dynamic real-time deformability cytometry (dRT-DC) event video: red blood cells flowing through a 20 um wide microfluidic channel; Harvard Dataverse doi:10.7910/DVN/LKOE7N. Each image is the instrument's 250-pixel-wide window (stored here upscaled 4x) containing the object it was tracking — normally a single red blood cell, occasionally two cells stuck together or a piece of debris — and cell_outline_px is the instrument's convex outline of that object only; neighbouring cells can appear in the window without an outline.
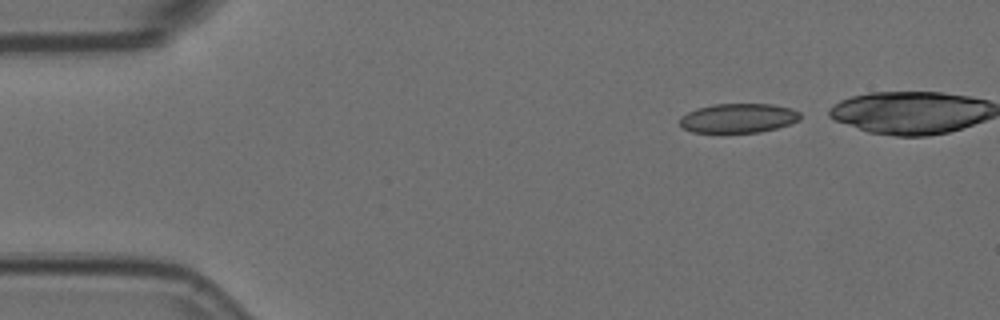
{"species": "Egyptian fruit bat (a non-hibernating species)", "species_latin": "Rousettus aegyptiacus", "temperature_condition": "room temperature", "stored_images_in_passage": 5, "camera_frame_rate_fps": 3000, "um_per_image_px": 0.085, "animal": {"sex": "female"}, "frame": {"image": 1, "passage_image": 1, "time_ms": 0.0, "image_size_px": [1000, 320], "cell_outline_px": [[800, 120], [776, 128], [760, 132], [692, 132], [684, 128], [680, 124], [680, 116], [696, 108], [712, 104], [772, 104], [792, 108], [800, 112]], "centroid_in_image_um": [62.76, 10.03], "position_along_channel_um": 22.2, "area_um2": 20.58}}
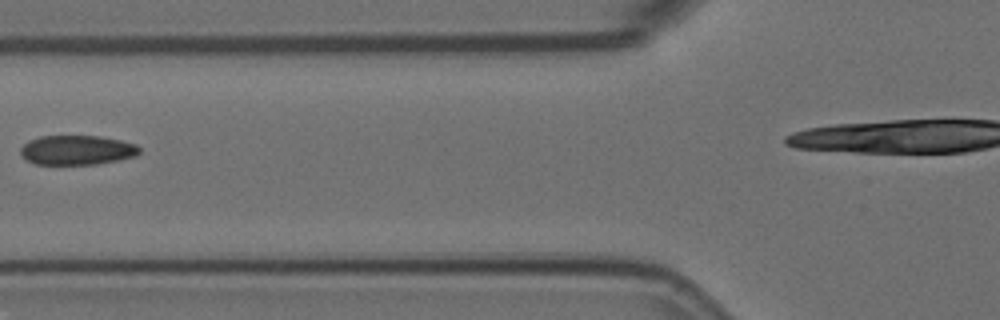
{"frame": {"image": 2, "passage_image": 4, "time_ms": 1.0, "image_size_px": [1000, 320], "cell_outline_px": [[140, 152], [136, 156], [96, 164], [36, 164], [28, 160], [20, 152], [20, 148], [28, 140], [40, 136], [100, 136], [120, 140], [136, 144], [140, 148]], "centroid_in_image_um": [6.55, 12.75], "position_along_channel_um": 119.3, "area_um2": 20.35}}
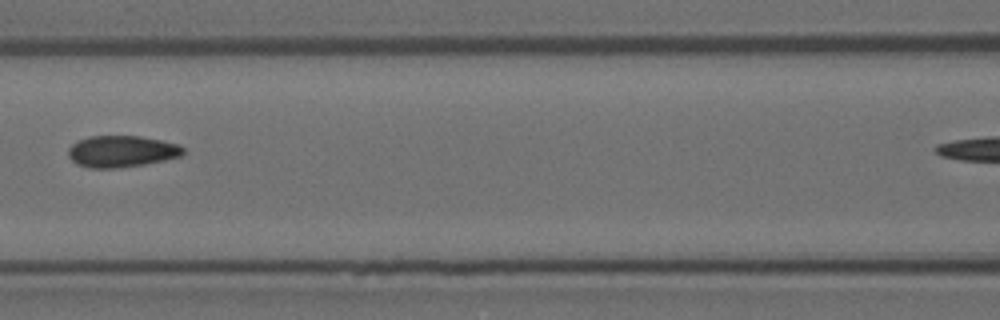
{"frame": {"image": 3, "passage_image": 5, "time_ms": 1.333, "image_size_px": [1000, 320], "cell_outline_px": [[184, 152], [180, 156], [164, 160], [144, 164], [120, 168], [88, 168], [76, 164], [68, 156], [68, 148], [72, 144], [88, 136], [140, 136], [180, 144], [184, 148]], "centroid_in_image_um": [10.32, 12.87], "position_along_channel_um": 156.3, "area_um2": 21.21}}